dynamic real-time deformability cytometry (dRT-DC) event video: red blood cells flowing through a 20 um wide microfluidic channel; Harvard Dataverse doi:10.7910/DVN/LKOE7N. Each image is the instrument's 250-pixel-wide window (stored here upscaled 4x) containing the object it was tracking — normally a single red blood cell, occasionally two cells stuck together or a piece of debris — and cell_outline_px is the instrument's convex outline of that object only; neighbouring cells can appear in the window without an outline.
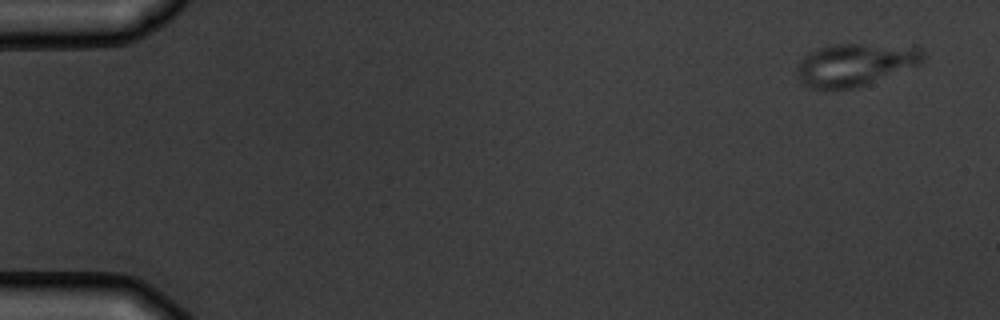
{"species": "common noctule bat (a hibernating species)", "species_latin": "Nyctalus noctula", "temperature_condition": "warm", "stored_images_in_passage": 6, "camera_frame_rate_fps": 3000, "um_per_image_px": 0.085, "animal": {"sex": "male", "body_mass_g": 19.5, "forearm_length_mm": 54.6}, "frame": {"image": 1, "passage_image": 1, "time_ms": 0.0, "image_size_px": [1000, 320], "cell_outline_px": [[924, 60], [920, 64], [856, 88], [812, 88], [800, 84], [796, 72], [796, 64], [804, 56], [828, 44], [860, 44], [920, 48], [924, 52]], "centroid_in_image_um": [72.62, 5.5], "position_along_channel_um": 12.4, "area_um2": 30.92}}
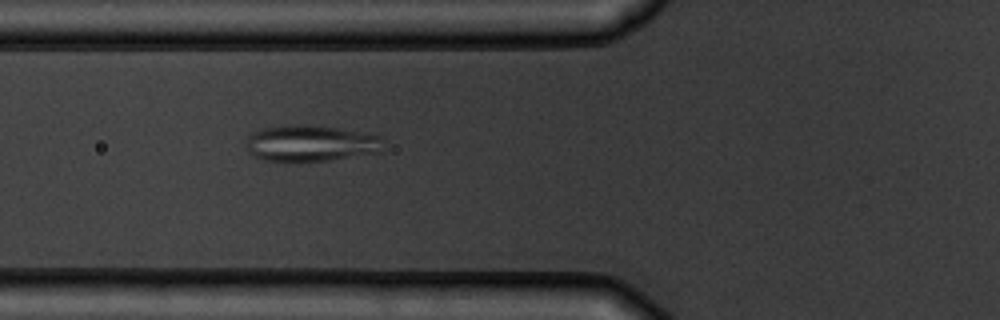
{"frame": {"image": 2, "passage_image": 6, "time_ms": 6.0, "image_size_px": [1000, 320], "cell_outline_px": [[384, 140], [380, 152], [328, 160], [264, 160], [252, 156], [248, 152], [248, 136], [264, 128], [336, 128], [380, 136]], "centroid_in_image_um": [26.46, 12.23], "position_along_channel_um": 99.3, "area_um2": 27.17}}